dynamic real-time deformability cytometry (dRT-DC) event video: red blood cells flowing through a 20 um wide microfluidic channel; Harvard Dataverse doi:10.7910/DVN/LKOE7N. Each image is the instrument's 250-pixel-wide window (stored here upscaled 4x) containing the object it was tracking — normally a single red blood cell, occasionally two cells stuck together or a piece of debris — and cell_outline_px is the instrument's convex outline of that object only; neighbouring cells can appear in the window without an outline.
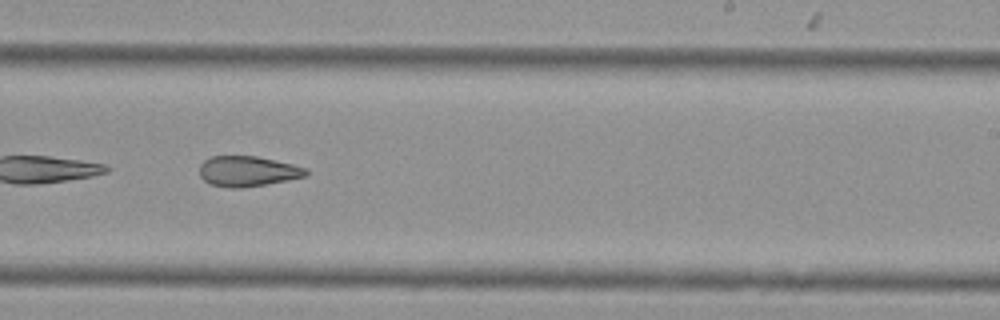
{"species": "Egyptian fruit bat (a non-hibernating species)", "species_latin": "Rousettus aegyptiacus", "temperature_condition": "cold", "stored_images_in_passage": 39, "camera_frame_rate_fps": 3000, "um_per_image_px": 0.085, "animal": {"sex": "female"}, "frame": {"image": 1, "passage_image": 34, "time_ms": 11.0, "image_size_px": [1000, 320], "cell_outline_px": [[308, 176], [288, 180], [240, 188], [228, 188], [208, 184], [200, 176], [200, 164], [204, 160], [212, 156], [256, 156], [292, 164], [308, 168]], "centroid_in_image_um": [21.05, 14.56], "position_along_channel_um": 268.0, "area_um2": 18.9}}